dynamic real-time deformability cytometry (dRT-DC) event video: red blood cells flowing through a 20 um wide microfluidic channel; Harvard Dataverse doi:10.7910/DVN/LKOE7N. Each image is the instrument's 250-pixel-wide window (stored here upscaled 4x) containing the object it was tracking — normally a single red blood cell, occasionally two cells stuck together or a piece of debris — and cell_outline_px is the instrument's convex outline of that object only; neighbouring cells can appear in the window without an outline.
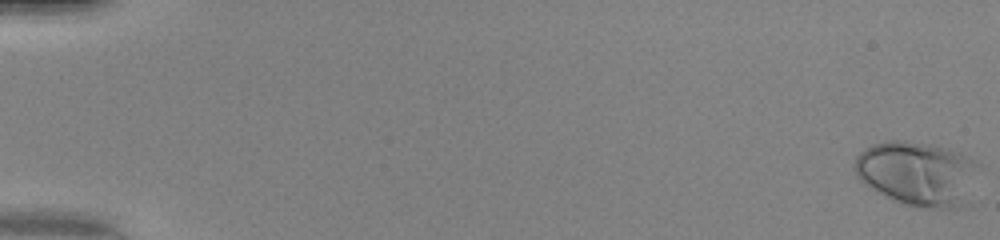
{"species": "human", "species_latin": "Homo sapiens", "temperature_condition": "warm", "stored_images_in_passage": 50, "camera_frame_rate_fps": 3000, "um_per_image_px": 0.085, "donor": {"sex": "female"}, "frame": {"image": 1, "passage_image": 1, "time_ms": 0.0, "image_size_px": [1000, 240], "cell_outline_px": [[984, 164], [964, 204], [956, 208], [920, 208], [900, 204], [892, 200], [860, 180], [852, 168], [856, 156], [860, 152], [872, 144], [888, 140], [904, 140], [932, 144], [960, 152]], "centroid_in_image_um": [78.03, 14.73], "position_along_channel_um": 7.0, "area_um2": 47.4}}
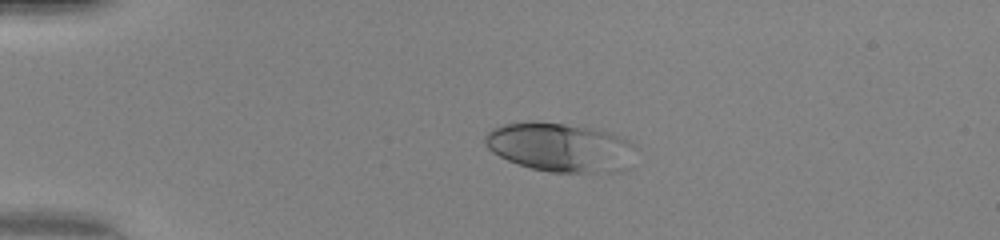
{"frame": {"image": 2, "passage_image": 13, "time_ms": 4.0, "image_size_px": [1000, 240], "cell_outline_px": [[636, 148], [596, 172], [552, 172], [532, 168], [508, 160], [492, 152], [488, 148], [484, 140], [484, 136], [492, 128], [504, 124], [528, 120], [532, 120], [596, 128], [612, 132], [624, 136]], "centroid_in_image_um": [47.35, 12.41], "position_along_channel_um": 37.7, "area_um2": 40.98}}
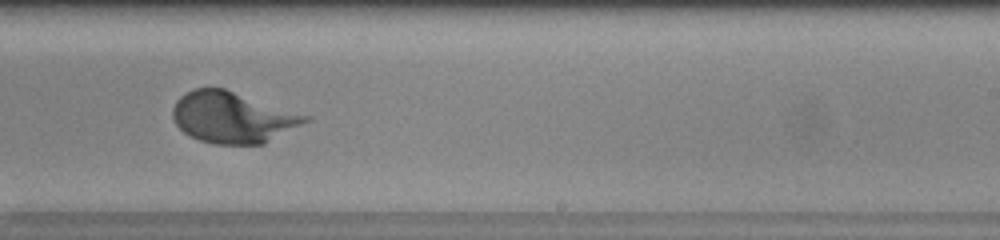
{"frame": {"image": 3, "passage_image": 33, "time_ms": 10.667, "image_size_px": [1000, 240], "cell_outline_px": [[312, 120], [264, 144], [212, 144], [200, 140], [184, 132], [176, 124], [172, 116], [172, 108], [176, 100], [180, 96], [192, 88], [224, 88], [312, 116]], "centroid_in_image_um": [19.81, 9.97], "position_along_channel_um": 269.2, "area_um2": 39.77}}